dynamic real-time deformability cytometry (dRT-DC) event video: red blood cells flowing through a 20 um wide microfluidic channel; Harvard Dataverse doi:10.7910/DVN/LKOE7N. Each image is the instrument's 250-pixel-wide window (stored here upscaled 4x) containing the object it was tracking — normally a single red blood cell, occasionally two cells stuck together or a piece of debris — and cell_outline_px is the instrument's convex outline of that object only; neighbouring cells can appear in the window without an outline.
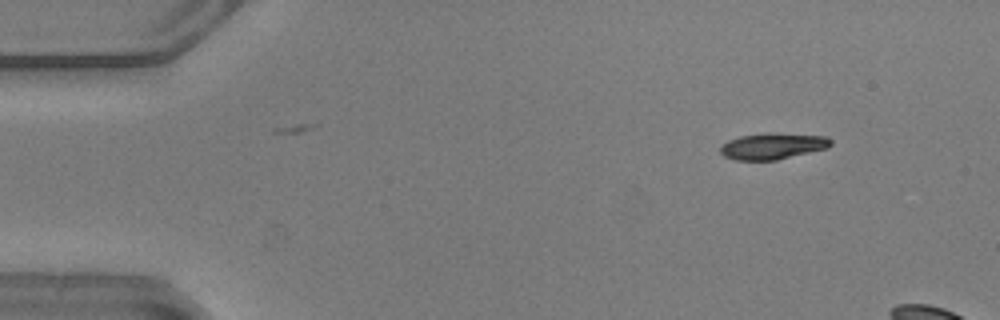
{"species": "common noctule bat (a hibernating species)", "species_latin": "Nyctalus noctula", "temperature_condition": "warm", "stored_images_in_passage": 8, "camera_frame_rate_fps": 3000, "um_per_image_px": 0.085, "animal": {"sex": "male", "body_mass_g": 20.5, "forearm_length_mm": 52.5}, "frame": {"image": 1, "passage_image": 1, "time_ms": 0.0, "image_size_px": [1000, 320], "cell_outline_px": [[832, 144], [828, 148], [776, 160], [736, 160], [724, 156], [720, 152], [720, 148], [728, 140], [740, 136], [824, 136], [832, 140]], "centroid_in_image_um": [65.65, 12.49], "position_along_channel_um": 19.3, "area_um2": 15.66}}